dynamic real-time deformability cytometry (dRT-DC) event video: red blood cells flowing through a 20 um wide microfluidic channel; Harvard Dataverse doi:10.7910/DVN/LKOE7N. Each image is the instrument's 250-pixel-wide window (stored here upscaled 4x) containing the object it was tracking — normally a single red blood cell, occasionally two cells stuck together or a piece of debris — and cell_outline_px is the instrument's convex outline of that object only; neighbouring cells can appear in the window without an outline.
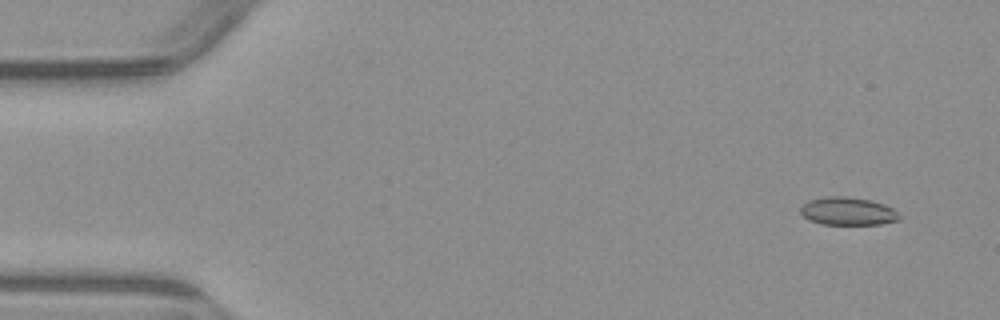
{"species": "common noctule bat (a hibernating species)", "species_latin": "Nyctalus noctula", "temperature_condition": "warm", "stored_images_in_passage": 5, "camera_frame_rate_fps": 3000, "um_per_image_px": 0.085, "animal": {"sex": "male", "body_mass_g": 23.1, "forearm_length_mm": 52.7}, "frame": {"image": 1, "passage_image": 1, "time_ms": 0.0, "image_size_px": [1000, 320], "cell_outline_px": [[900, 220], [880, 224], [820, 224], [808, 220], [800, 212], [800, 208], [808, 200], [828, 196], [844, 196], [872, 200], [884, 204], [892, 208], [900, 216]], "centroid_in_image_um": [72.05, 17.95], "position_along_channel_um": 12.9, "area_um2": 16.13}}
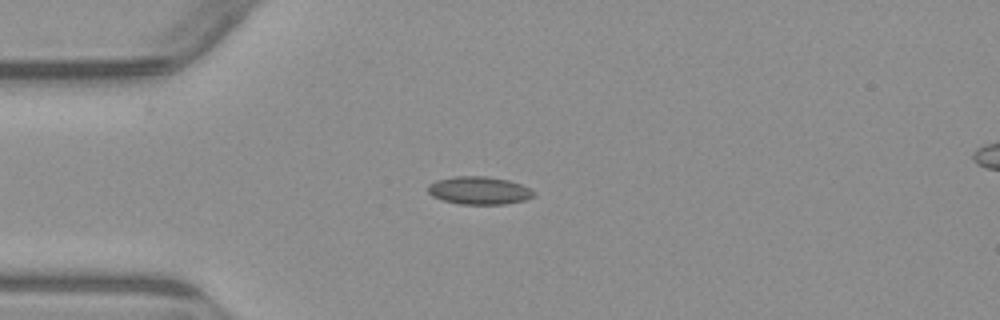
{"frame": {"image": 2, "passage_image": 3, "time_ms": 3.333, "image_size_px": [1000, 320], "cell_outline_px": [[536, 192], [532, 196], [524, 200], [504, 204], [460, 204], [444, 200], [432, 196], [428, 192], [428, 184], [436, 180], [456, 176], [484, 176], [508, 180], [520, 184]], "centroid_in_image_um": [40.7, 16.19], "position_along_channel_um": 44.3, "area_um2": 16.99}}
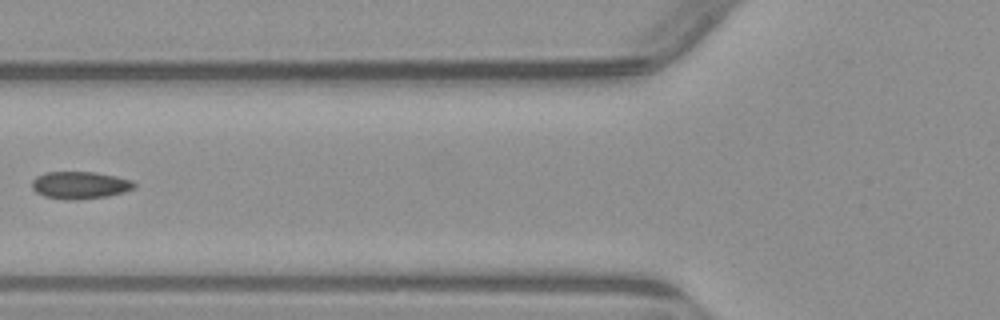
{"frame": {"image": 3, "passage_image": 5, "time_ms": 5.667, "image_size_px": [1000, 320], "cell_outline_px": [[136, 188], [124, 192], [108, 196], [76, 200], [64, 200], [44, 196], [36, 192], [32, 188], [32, 180], [36, 176], [44, 172], [96, 172], [116, 176], [132, 180], [136, 184]], "centroid_in_image_um": [6.8, 15.74], "position_along_channel_um": 119.0, "area_um2": 16.53}}